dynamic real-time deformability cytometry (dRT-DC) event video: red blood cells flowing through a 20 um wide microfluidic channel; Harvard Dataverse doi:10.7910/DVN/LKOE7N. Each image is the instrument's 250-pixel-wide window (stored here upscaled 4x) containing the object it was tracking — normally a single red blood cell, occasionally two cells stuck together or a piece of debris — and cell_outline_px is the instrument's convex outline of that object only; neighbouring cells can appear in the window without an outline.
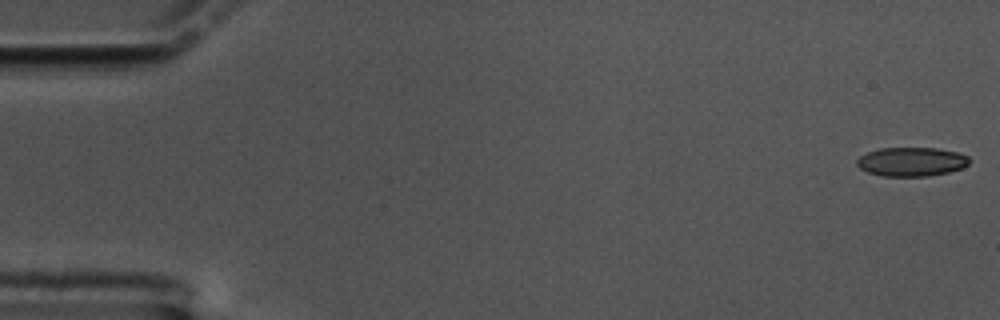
{"species": "common noctule bat (a hibernating species)", "species_latin": "Nyctalus noctula", "temperature_condition": "cold", "stored_images_in_passage": 60, "camera_frame_rate_fps": 3000, "um_per_image_px": 0.085, "animal": {"sex": "male", "body_mass_g": 17.5, "forearm_length_mm": 52.3}, "frame": {"image": 1, "passage_image": 1, "time_ms": 0.0, "image_size_px": [1000, 320], "cell_outline_px": [[972, 160], [968, 164], [960, 168], [948, 172], [928, 176], [884, 176], [868, 172], [860, 168], [856, 164], [856, 160], [860, 156], [868, 152], [880, 148], [936, 148], [956, 152], [968, 156]], "centroid_in_image_um": [77.47, 13.74], "position_along_channel_um": 7.5, "area_um2": 18.9}}
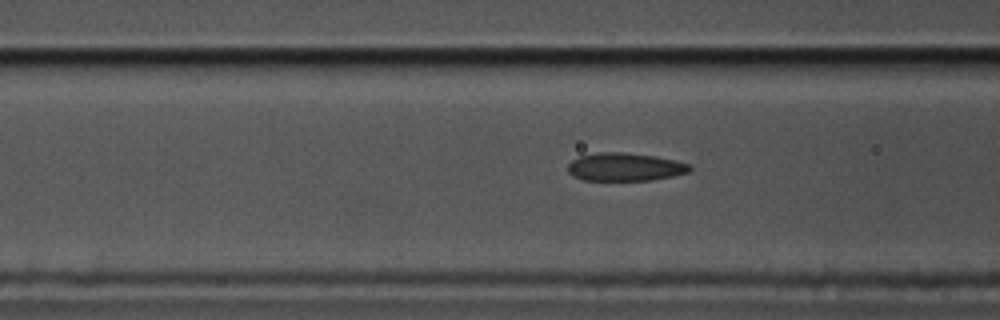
{"frame": {"image": 2, "passage_image": 23, "time_ms": 7.333, "image_size_px": [1000, 320], "cell_outline_px": [[692, 168], [688, 172], [672, 176], [652, 180], [584, 180], [572, 176], [568, 172], [568, 164], [572, 160], [580, 156], [596, 152], [624, 152], [656, 156], [676, 160], [692, 164]], "centroid_in_image_um": [53.13, 14.18], "position_along_channel_um": 113.5, "area_um2": 20.11}}
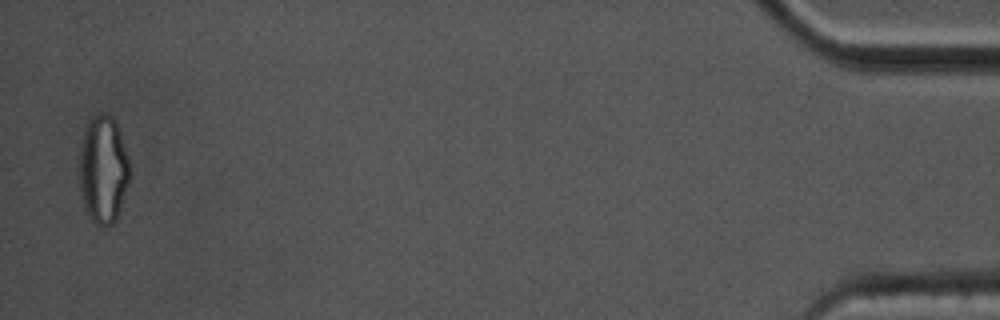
{"frame": {"image": 3, "passage_image": 59, "time_ms": 19.333, "image_size_px": [1000, 320], "cell_outline_px": [[128, 180], [116, 220], [112, 224], [100, 228], [88, 216], [84, 208], [80, 188], [80, 148], [84, 128], [88, 120], [104, 112], [112, 116], [120, 132], [128, 160]], "centroid_in_image_um": [8.74, 14.42], "position_along_channel_um": 426.5, "area_um2": 31.27}, "authors_computed_cell_mechanics": {"area_um2": 20.1144, "velocity_mm_per_s": 3.3494, "shape_relaxation_time_tau1_ms": 5.0732, "shape_relaxation_time_tau2_ms": 1.665, "deformation_change_tau1": 0.1601, "deformation_change_tau2": 0.101}}